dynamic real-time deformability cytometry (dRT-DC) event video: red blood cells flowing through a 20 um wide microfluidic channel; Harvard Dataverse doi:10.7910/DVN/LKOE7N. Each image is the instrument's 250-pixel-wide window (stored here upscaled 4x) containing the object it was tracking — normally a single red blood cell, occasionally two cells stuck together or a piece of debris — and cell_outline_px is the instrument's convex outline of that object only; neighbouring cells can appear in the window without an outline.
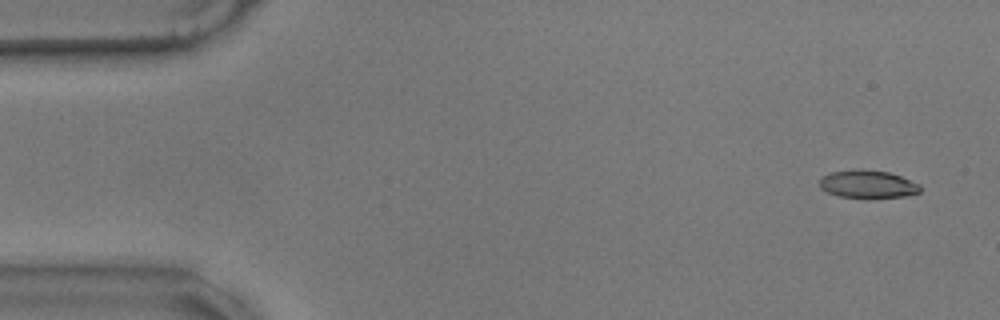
{"species": "common noctule bat (a hibernating species)", "species_latin": "Nyctalus noctula", "temperature_condition": "warm", "stored_images_in_passage": 57, "camera_frame_rate_fps": 3000, "um_per_image_px": 0.085, "animal": {"sex": "male", "body_mass_g": 17.9}, "frame": {"image": 1, "passage_image": 3, "time_ms": 0.667, "image_size_px": [1000, 320], "cell_outline_px": [[920, 192], [904, 196], [868, 200], [840, 196], [828, 192], [820, 188], [820, 180], [824, 176], [832, 172], [852, 168], [860, 168], [888, 172], [900, 176], [920, 184]], "centroid_in_image_um": [73.76, 15.67], "position_along_channel_um": 11.2, "area_um2": 16.82}}
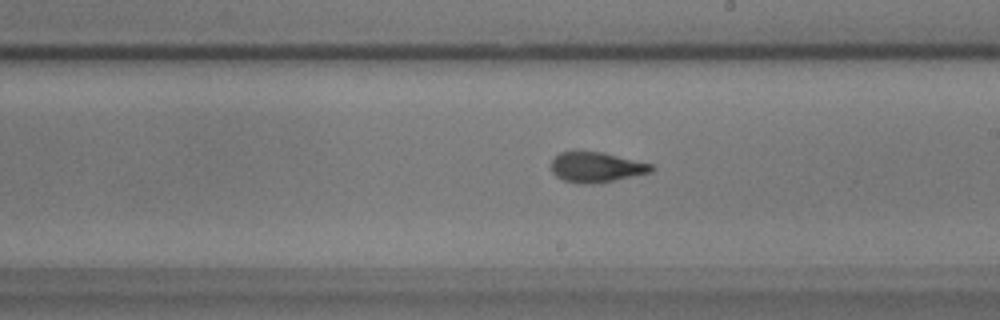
{"frame": {"image": 2, "passage_image": 32, "time_ms": 10.333, "image_size_px": [1000, 320], "cell_outline_px": [[656, 168], [652, 172], [612, 180], [584, 184], [580, 184], [564, 180], [556, 176], [552, 172], [552, 160], [560, 152], [604, 152], [652, 164]], "centroid_in_image_um": [50.7, 14.2], "position_along_channel_um": 238.3, "area_um2": 17.34}}
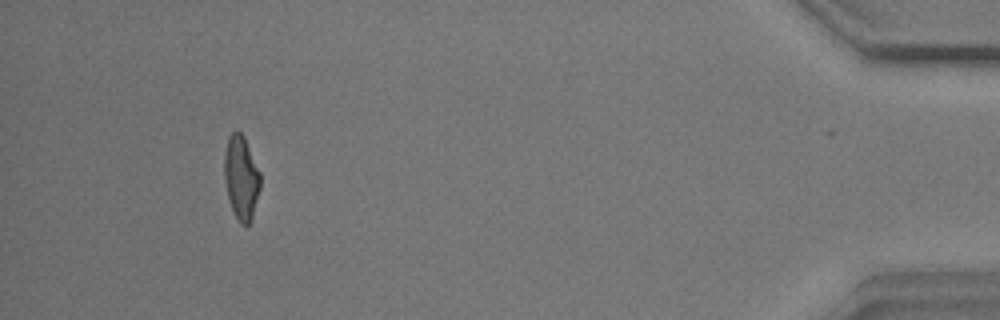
{"frame": {"image": 3, "passage_image": 53, "time_ms": 17.333, "image_size_px": [1000, 320], "cell_outline_px": [[260, 188], [252, 216], [248, 224], [240, 224], [232, 212], [224, 180], [224, 152], [228, 136], [236, 128], [244, 136], [260, 172]], "centroid_in_image_um": [20.48, 15.06], "position_along_channel_um": 414.7, "area_um2": 17.69}, "authors_computed_cell_mechanics": {"area_um2": 17.5134, "velocity_mm_per_s": 3.5116, "shape_relaxation_time_tau1_ms": 6.7407, "shape_relaxation_time_tau2_ms": 1.8318, "deformation_change_tau1": 0.199, "deformation_change_tau2": 0.0968}}